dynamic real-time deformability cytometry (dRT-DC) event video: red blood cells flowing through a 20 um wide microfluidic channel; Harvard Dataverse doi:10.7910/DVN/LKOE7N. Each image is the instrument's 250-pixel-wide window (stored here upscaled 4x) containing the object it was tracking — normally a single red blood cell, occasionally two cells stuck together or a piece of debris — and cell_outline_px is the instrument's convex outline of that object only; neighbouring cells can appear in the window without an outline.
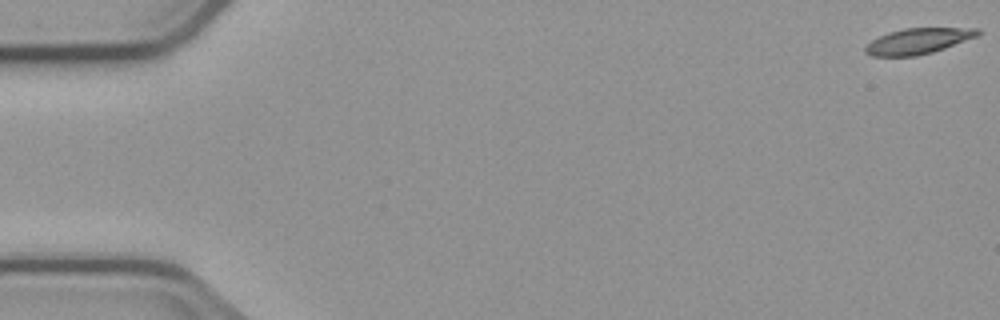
{"species": "common noctule bat (a hibernating species)", "species_latin": "Nyctalus noctula", "temperature_condition": "cold", "stored_images_in_passage": 5, "camera_frame_rate_fps": 3000, "um_per_image_px": 0.085, "animal": {"sex": "male", "body_mass_g": 23.1, "forearm_length_mm": 52.7}, "frame": {"image": 1, "passage_image": 1, "time_ms": 0.0, "image_size_px": [1000, 320], "cell_outline_px": [[980, 32], [976, 36], [944, 48], [932, 52], [916, 56], [872, 56], [864, 52], [864, 48], [872, 40], [888, 32], [904, 28], [980, 28]], "centroid_in_image_um": [78.0, 3.49], "position_along_channel_um": 7.0, "area_um2": 16.65}}